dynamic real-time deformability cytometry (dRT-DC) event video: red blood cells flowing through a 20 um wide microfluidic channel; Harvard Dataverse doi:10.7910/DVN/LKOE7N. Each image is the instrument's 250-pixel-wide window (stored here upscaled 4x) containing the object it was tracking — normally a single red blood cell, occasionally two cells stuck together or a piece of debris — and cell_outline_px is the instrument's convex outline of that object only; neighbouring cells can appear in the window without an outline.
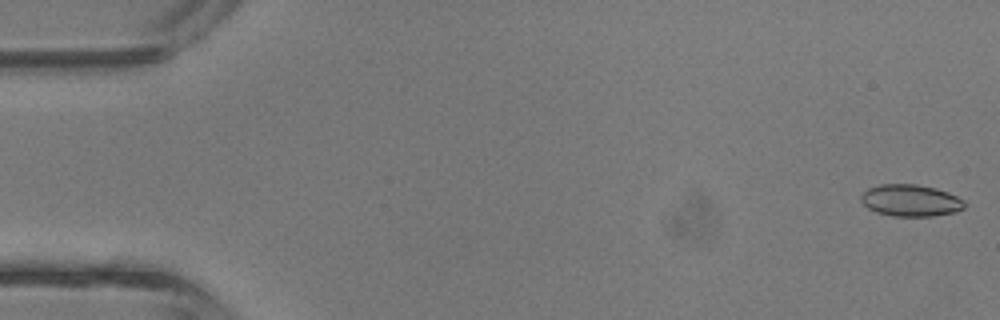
{"species": "common noctule bat (a hibernating species)", "species_latin": "Nyctalus noctula", "temperature_condition": "room temperature", "stored_images_in_passage": 42, "camera_frame_rate_fps": 3000, "um_per_image_px": 0.085, "animal": {"sex": "male", "body_mass_g": 13.3}, "frame": {"image": 1, "passage_image": 1, "time_ms": 0.0, "image_size_px": [1000, 320], "cell_outline_px": [[964, 208], [956, 212], [932, 216], [892, 216], [876, 212], [868, 208], [860, 200], [860, 196], [868, 188], [880, 184], [916, 184], [936, 188], [948, 192], [964, 200]], "centroid_in_image_um": [77.39, 17.04], "position_along_channel_um": 7.6, "area_um2": 19.25}}
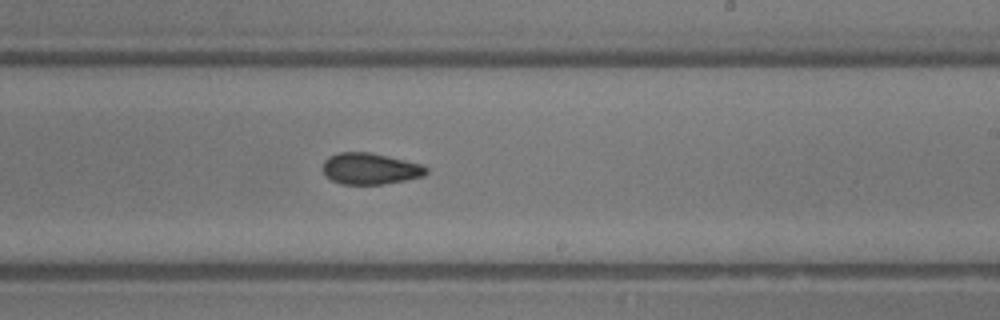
{"frame": {"image": 2, "passage_image": 25, "time_ms": 8.0, "image_size_px": [1000, 320], "cell_outline_px": [[428, 172], [424, 176], [384, 184], [340, 184], [324, 176], [324, 160], [328, 156], [340, 152], [368, 152], [404, 160], [420, 164], [428, 168]], "centroid_in_image_um": [31.44, 14.34], "position_along_channel_um": 257.6, "area_um2": 18.79}}
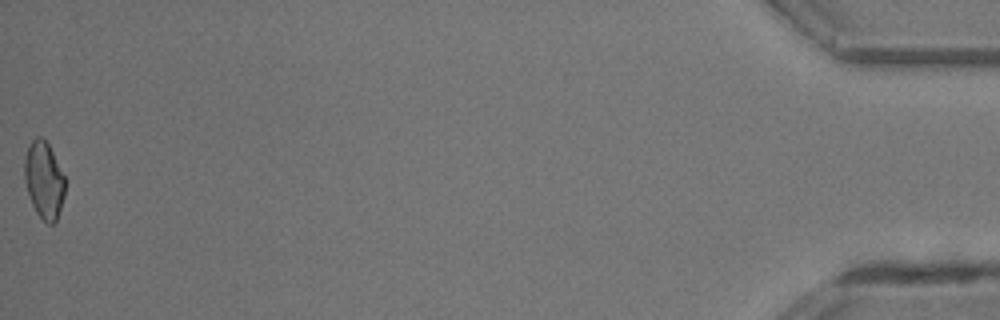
{"frame": {"image": 3, "passage_image": 42, "time_ms": 13.667, "image_size_px": [1000, 320], "cell_outline_px": [[64, 196], [56, 220], [52, 224], [48, 224], [36, 212], [32, 204], [24, 180], [24, 160], [28, 148], [32, 140], [36, 136], [40, 136], [48, 144], [64, 176]], "centroid_in_image_um": [3.72, 15.3], "position_along_channel_um": 431.5, "area_um2": 17.8}, "authors_computed_cell_mechanics": {"area_um2": 19.074, "velocity_mm_per_s": 4.9324, "shape_relaxation_time_tau1_ms": null, "shape_relaxation_time_tau2_ms": 3.1653, "deformation_change_tau1": null, "deformation_change_tau2": 0.1035}}